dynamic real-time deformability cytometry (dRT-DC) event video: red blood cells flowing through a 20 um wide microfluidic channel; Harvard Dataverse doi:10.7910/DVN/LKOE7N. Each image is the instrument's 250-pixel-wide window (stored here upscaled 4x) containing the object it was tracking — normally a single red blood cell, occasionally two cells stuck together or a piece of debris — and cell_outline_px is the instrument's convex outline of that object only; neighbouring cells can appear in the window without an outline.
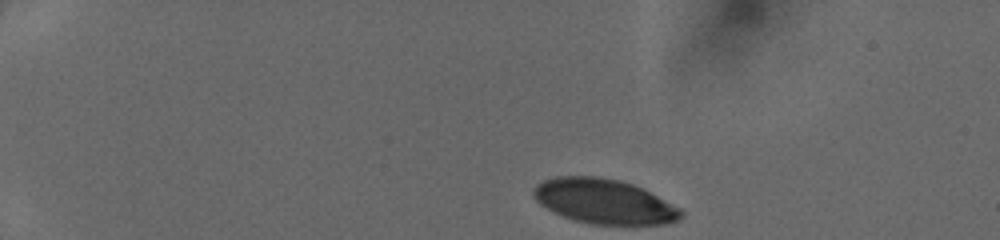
{"species": "human", "species_latin": "Homo sapiens", "temperature_condition": "cold", "stored_images_in_passage": 36, "camera_frame_rate_fps": 3000, "um_per_image_px": 0.085, "donor": {"sex": "female"}, "frame": {"image": 1, "passage_image": 1, "time_ms": 0.0, "image_size_px": [1000, 240], "cell_outline_px": [[684, 216], [680, 220], [668, 224], [592, 224], [576, 220], [564, 216], [540, 204], [536, 200], [532, 192], [532, 188], [536, 184], [544, 180], [556, 176], [596, 176], [620, 180], [632, 184], [680, 208], [684, 212]], "centroid_in_image_um": [51.35, 17.11], "position_along_channel_um": 33.7, "area_um2": 38.15}}
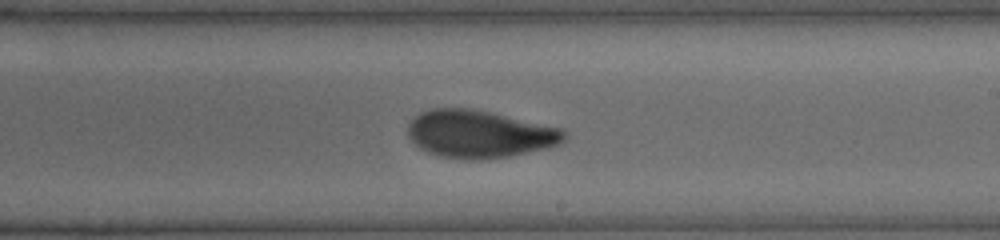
{"frame": {"image": 2, "passage_image": 23, "time_ms": 7.333, "image_size_px": [1000, 240], "cell_outline_px": [[568, 136], [560, 144], [548, 148], [508, 156], [476, 160], [464, 160], [440, 156], [428, 152], [420, 148], [408, 136], [408, 124], [420, 112], [432, 108], [468, 108], [488, 112], [560, 128]], "centroid_in_image_um": [40.73, 11.4], "position_along_channel_um": 248.3, "area_um2": 43.0}}
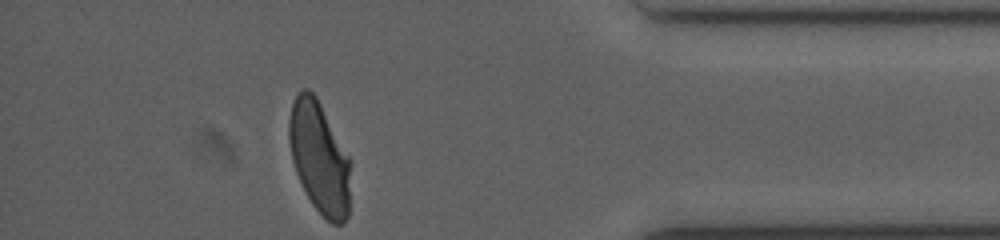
{"frame": {"image": 3, "passage_image": 36, "time_ms": 11.667, "image_size_px": [1000, 240], "cell_outline_px": [[348, 216], [344, 224], [332, 224], [312, 204], [296, 172], [292, 160], [288, 136], [288, 120], [292, 104], [296, 92], [300, 88], [308, 88], [316, 96], [348, 156]], "centroid_in_image_um": [27.09, 13.35], "position_along_channel_um": 408.1, "area_um2": 39.3}}